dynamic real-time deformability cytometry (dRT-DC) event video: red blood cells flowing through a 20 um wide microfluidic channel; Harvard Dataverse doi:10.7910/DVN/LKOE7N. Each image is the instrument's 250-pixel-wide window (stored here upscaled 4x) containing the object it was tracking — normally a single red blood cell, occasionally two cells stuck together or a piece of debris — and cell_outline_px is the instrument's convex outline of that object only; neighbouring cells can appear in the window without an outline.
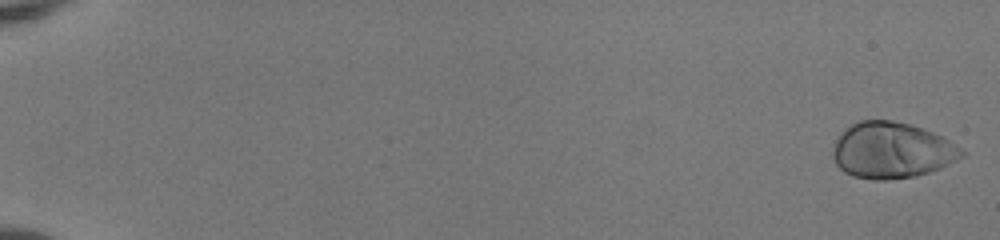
{"species": "human", "species_latin": "Homo sapiens", "temperature_condition": "room temperature", "stored_images_in_passage": 52, "camera_frame_rate_fps": 3000, "um_per_image_px": 0.085, "donor": {"sex": "female"}, "frame": {"image": 1, "passage_image": 1, "time_ms": 0.0, "image_size_px": [1000, 240], "cell_outline_px": [[964, 156], [940, 168], [916, 176], [888, 180], [876, 180], [852, 176], [844, 172], [836, 164], [832, 156], [832, 148], [836, 140], [852, 124], [860, 120], [892, 120], [908, 124], [932, 132], [940, 136], [964, 152]], "centroid_in_image_um": [75.76, 12.8], "position_along_channel_um": 9.2, "area_um2": 41.56}}
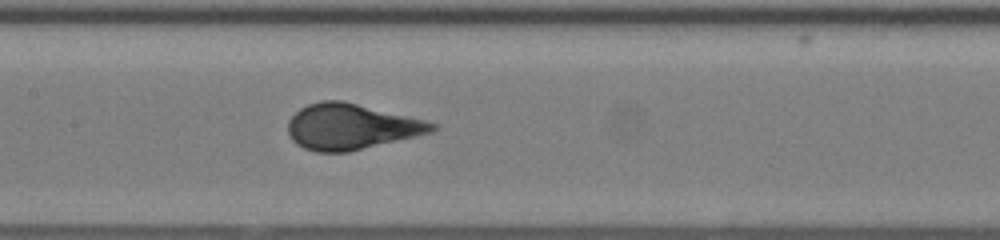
{"frame": {"image": 2, "passage_image": 28, "time_ms": 9.0, "image_size_px": [1000, 240], "cell_outline_px": [[436, 128], [432, 132], [416, 136], [348, 152], [316, 152], [304, 148], [296, 144], [292, 140], [288, 132], [288, 120], [300, 108], [308, 104], [320, 100], [340, 100], [424, 120], [436, 124]], "centroid_in_image_um": [29.79, 10.77], "position_along_channel_um": 177.6, "area_um2": 37.97}}
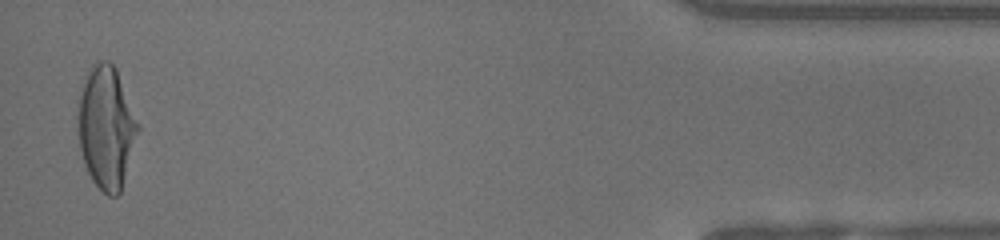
{"frame": {"image": 3, "passage_image": 51, "time_ms": 16.667, "image_size_px": [1000, 240], "cell_outline_px": [[140, 128], [120, 192], [116, 196], [108, 196], [92, 180], [84, 164], [80, 148], [76, 116], [80, 96], [84, 84], [92, 64], [100, 60], [108, 60], [116, 68], [140, 124]], "centroid_in_image_um": [9.04, 10.82], "position_along_channel_um": 426.2, "area_um2": 42.71}, "authors_computed_cell_mechanics": {"area_um2": 38.8705, "velocity_mm_per_s": 4.1206, "shape_relaxation_time_tau1_ms": 4.5833, "shape_relaxation_time_tau2_ms": null, "deformation_change_tau1": 0.2421, "deformation_change_tau2": null}}